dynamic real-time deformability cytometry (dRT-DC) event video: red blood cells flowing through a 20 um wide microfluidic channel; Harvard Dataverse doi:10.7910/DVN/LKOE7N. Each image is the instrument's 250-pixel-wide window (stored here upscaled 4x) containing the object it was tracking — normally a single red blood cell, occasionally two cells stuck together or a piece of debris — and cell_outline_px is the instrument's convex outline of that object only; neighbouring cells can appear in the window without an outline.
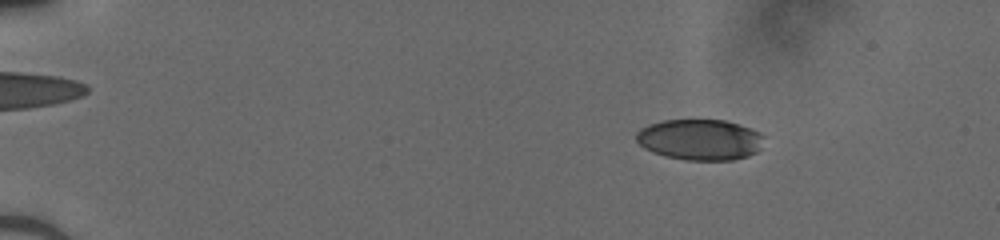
{"species": "human", "species_latin": "Homo sapiens", "temperature_condition": "cold", "stored_images_in_passage": 45, "camera_frame_rate_fps": 3000, "um_per_image_px": 0.085, "donor": {"sex": "male"}, "frame": {"image": 1, "passage_image": 3, "time_ms": 0.667, "image_size_px": [1000, 240], "cell_outline_px": [[764, 136], [756, 152], [748, 156], [732, 160], [684, 160], [652, 152], [644, 148], [636, 140], [636, 132], [640, 128], [648, 124], [664, 120], [724, 120], [760, 132]], "centroid_in_image_um": [59.46, 11.87], "position_along_channel_um": 25.5, "area_um2": 30.23}}
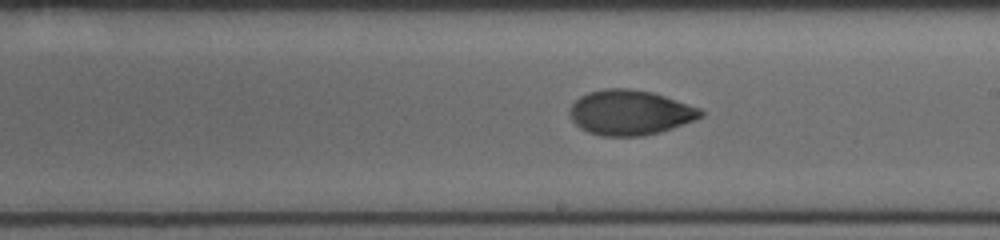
{"frame": {"image": 2, "passage_image": 26, "time_ms": 8.333, "image_size_px": [1000, 240], "cell_outline_px": [[704, 116], [672, 128], [660, 132], [640, 136], [604, 136], [588, 132], [580, 128], [572, 120], [568, 112], [568, 108], [580, 96], [588, 92], [604, 88], [628, 88], [652, 92], [700, 108], [704, 112]], "centroid_in_image_um": [53.52, 9.56], "position_along_channel_um": 235.5, "area_um2": 34.33}}
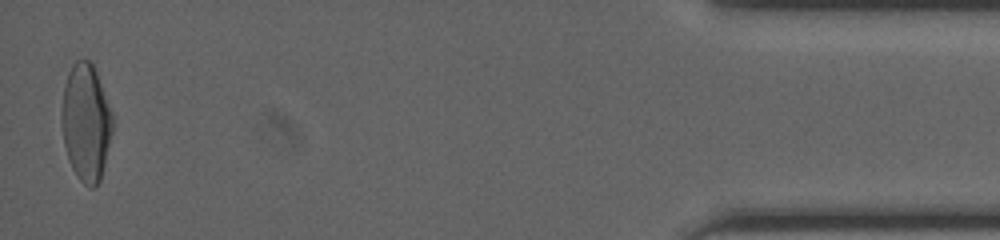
{"frame": {"image": 3, "passage_image": 45, "time_ms": 14.667, "image_size_px": [1000, 240], "cell_outline_px": [[112, 132], [100, 180], [92, 188], [88, 188], [80, 180], [72, 168], [68, 160], [64, 144], [60, 112], [64, 88], [68, 72], [72, 64], [76, 60], [92, 60], [112, 112]], "centroid_in_image_um": [7.29, 10.38], "position_along_channel_um": 427.9, "area_um2": 34.8}}